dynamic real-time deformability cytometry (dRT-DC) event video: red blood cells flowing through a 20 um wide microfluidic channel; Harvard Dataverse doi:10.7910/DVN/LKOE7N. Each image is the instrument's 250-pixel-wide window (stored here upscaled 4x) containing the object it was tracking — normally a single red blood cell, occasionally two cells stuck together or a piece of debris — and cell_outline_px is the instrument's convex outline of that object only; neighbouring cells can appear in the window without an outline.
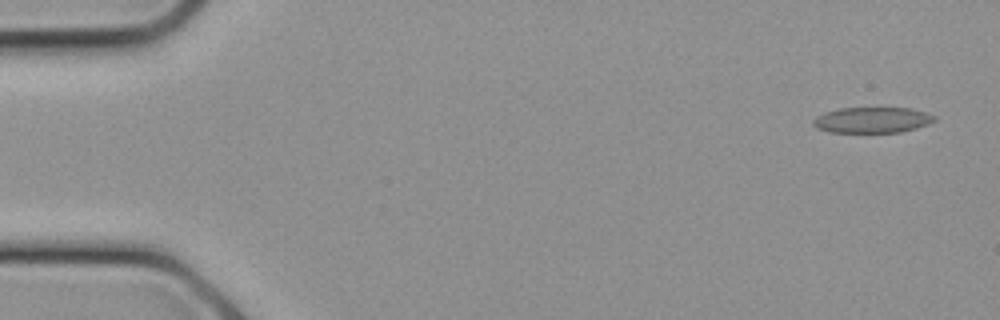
{"species": "common noctule bat (a hibernating species)", "species_latin": "Nyctalus noctula", "temperature_condition": "cold", "stored_images_in_passage": 7, "camera_frame_rate_fps": 3000, "um_per_image_px": 0.085, "animal": {"sex": "female", "body_mass_g": 21.9}, "frame": {"image": 1, "passage_image": 1, "time_ms": 0.0, "image_size_px": [1000, 320], "cell_outline_px": [[936, 120], [928, 124], [916, 128], [900, 132], [828, 132], [816, 128], [812, 124], [812, 120], [816, 116], [824, 112], [840, 108], [912, 108], [936, 116]], "centroid_in_image_um": [74.11, 10.2], "position_along_channel_um": 10.9, "area_um2": 18.26}}
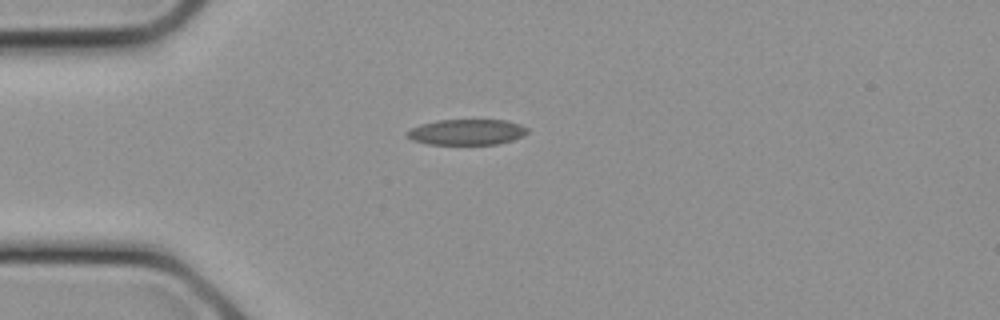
{"frame": {"image": 2, "passage_image": 6, "time_ms": 1.667, "image_size_px": [1000, 320], "cell_outline_px": [[528, 132], [524, 136], [512, 140], [496, 144], [428, 144], [412, 140], [404, 132], [420, 124], [436, 120], [508, 120], [520, 124], [528, 128]], "centroid_in_image_um": [39.68, 11.22], "position_along_channel_um": 45.3, "area_um2": 18.09}}